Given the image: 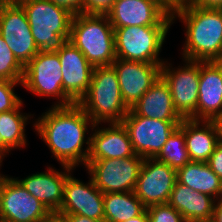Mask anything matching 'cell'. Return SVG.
I'll list each match as a JSON object with an SVG mask.
<instances>
[{"mask_svg":"<svg viewBox=\"0 0 222 222\" xmlns=\"http://www.w3.org/2000/svg\"><path fill=\"white\" fill-rule=\"evenodd\" d=\"M24 66L17 60L0 34V78L22 82Z\"/></svg>","mask_w":222,"mask_h":222,"instance_id":"28","label":"cell"},{"mask_svg":"<svg viewBox=\"0 0 222 222\" xmlns=\"http://www.w3.org/2000/svg\"><path fill=\"white\" fill-rule=\"evenodd\" d=\"M211 170L222 180V142L220 141L207 162Z\"/></svg>","mask_w":222,"mask_h":222,"instance_id":"32","label":"cell"},{"mask_svg":"<svg viewBox=\"0 0 222 222\" xmlns=\"http://www.w3.org/2000/svg\"><path fill=\"white\" fill-rule=\"evenodd\" d=\"M212 221L222 222V198L216 200Z\"/></svg>","mask_w":222,"mask_h":222,"instance_id":"37","label":"cell"},{"mask_svg":"<svg viewBox=\"0 0 222 222\" xmlns=\"http://www.w3.org/2000/svg\"><path fill=\"white\" fill-rule=\"evenodd\" d=\"M69 42L93 67L112 65L116 60L114 28L106 14L73 15Z\"/></svg>","mask_w":222,"mask_h":222,"instance_id":"3","label":"cell"},{"mask_svg":"<svg viewBox=\"0 0 222 222\" xmlns=\"http://www.w3.org/2000/svg\"><path fill=\"white\" fill-rule=\"evenodd\" d=\"M177 181L216 200L222 198V180L207 162L190 161L177 170Z\"/></svg>","mask_w":222,"mask_h":222,"instance_id":"24","label":"cell"},{"mask_svg":"<svg viewBox=\"0 0 222 222\" xmlns=\"http://www.w3.org/2000/svg\"><path fill=\"white\" fill-rule=\"evenodd\" d=\"M186 3L201 8H222V0H187Z\"/></svg>","mask_w":222,"mask_h":222,"instance_id":"34","label":"cell"},{"mask_svg":"<svg viewBox=\"0 0 222 222\" xmlns=\"http://www.w3.org/2000/svg\"><path fill=\"white\" fill-rule=\"evenodd\" d=\"M102 124H95L89 134L91 142L87 160L123 159L135 155L129 134L122 122H111L108 127L103 128Z\"/></svg>","mask_w":222,"mask_h":222,"instance_id":"18","label":"cell"},{"mask_svg":"<svg viewBox=\"0 0 222 222\" xmlns=\"http://www.w3.org/2000/svg\"><path fill=\"white\" fill-rule=\"evenodd\" d=\"M84 183L67 176L59 214H78L95 220H104V194L95 186L92 177Z\"/></svg>","mask_w":222,"mask_h":222,"instance_id":"15","label":"cell"},{"mask_svg":"<svg viewBox=\"0 0 222 222\" xmlns=\"http://www.w3.org/2000/svg\"><path fill=\"white\" fill-rule=\"evenodd\" d=\"M163 4H165L171 11L177 8L181 2L179 0H160Z\"/></svg>","mask_w":222,"mask_h":222,"instance_id":"40","label":"cell"},{"mask_svg":"<svg viewBox=\"0 0 222 222\" xmlns=\"http://www.w3.org/2000/svg\"><path fill=\"white\" fill-rule=\"evenodd\" d=\"M179 127L184 131L190 160L208 162L216 145L220 142L215 121L183 119Z\"/></svg>","mask_w":222,"mask_h":222,"instance_id":"21","label":"cell"},{"mask_svg":"<svg viewBox=\"0 0 222 222\" xmlns=\"http://www.w3.org/2000/svg\"><path fill=\"white\" fill-rule=\"evenodd\" d=\"M57 53L62 67L64 93L78 103L89 89L94 67L69 41Z\"/></svg>","mask_w":222,"mask_h":222,"instance_id":"17","label":"cell"},{"mask_svg":"<svg viewBox=\"0 0 222 222\" xmlns=\"http://www.w3.org/2000/svg\"><path fill=\"white\" fill-rule=\"evenodd\" d=\"M78 104L95 124L122 121L129 108L122 99L113 65L94 67L89 89Z\"/></svg>","mask_w":222,"mask_h":222,"instance_id":"5","label":"cell"},{"mask_svg":"<svg viewBox=\"0 0 222 222\" xmlns=\"http://www.w3.org/2000/svg\"><path fill=\"white\" fill-rule=\"evenodd\" d=\"M22 82L8 81L0 78V113L15 109L22 99L14 92V87Z\"/></svg>","mask_w":222,"mask_h":222,"instance_id":"29","label":"cell"},{"mask_svg":"<svg viewBox=\"0 0 222 222\" xmlns=\"http://www.w3.org/2000/svg\"><path fill=\"white\" fill-rule=\"evenodd\" d=\"M112 65L117 72L122 99L129 109L159 78L161 70L159 64L128 61L120 58H116Z\"/></svg>","mask_w":222,"mask_h":222,"instance_id":"16","label":"cell"},{"mask_svg":"<svg viewBox=\"0 0 222 222\" xmlns=\"http://www.w3.org/2000/svg\"><path fill=\"white\" fill-rule=\"evenodd\" d=\"M126 222H150L149 216L147 214V210H145L141 215L135 218L129 219Z\"/></svg>","mask_w":222,"mask_h":222,"instance_id":"39","label":"cell"},{"mask_svg":"<svg viewBox=\"0 0 222 222\" xmlns=\"http://www.w3.org/2000/svg\"><path fill=\"white\" fill-rule=\"evenodd\" d=\"M219 131V138L220 141L222 142V113L214 120Z\"/></svg>","mask_w":222,"mask_h":222,"instance_id":"41","label":"cell"},{"mask_svg":"<svg viewBox=\"0 0 222 222\" xmlns=\"http://www.w3.org/2000/svg\"><path fill=\"white\" fill-rule=\"evenodd\" d=\"M130 109L138 116L151 119L163 121L183 120L175 110L169 86L161 76Z\"/></svg>","mask_w":222,"mask_h":222,"instance_id":"23","label":"cell"},{"mask_svg":"<svg viewBox=\"0 0 222 222\" xmlns=\"http://www.w3.org/2000/svg\"><path fill=\"white\" fill-rule=\"evenodd\" d=\"M0 34L23 66L39 52L25 10L18 2L7 1L2 6Z\"/></svg>","mask_w":222,"mask_h":222,"instance_id":"12","label":"cell"},{"mask_svg":"<svg viewBox=\"0 0 222 222\" xmlns=\"http://www.w3.org/2000/svg\"><path fill=\"white\" fill-rule=\"evenodd\" d=\"M50 213L15 178L0 174V221L41 222Z\"/></svg>","mask_w":222,"mask_h":222,"instance_id":"11","label":"cell"},{"mask_svg":"<svg viewBox=\"0 0 222 222\" xmlns=\"http://www.w3.org/2000/svg\"><path fill=\"white\" fill-rule=\"evenodd\" d=\"M41 222H68V220L64 215H61L57 212H51Z\"/></svg>","mask_w":222,"mask_h":222,"instance_id":"36","label":"cell"},{"mask_svg":"<svg viewBox=\"0 0 222 222\" xmlns=\"http://www.w3.org/2000/svg\"><path fill=\"white\" fill-rule=\"evenodd\" d=\"M181 3L186 2L187 0H179Z\"/></svg>","mask_w":222,"mask_h":222,"instance_id":"43","label":"cell"},{"mask_svg":"<svg viewBox=\"0 0 222 222\" xmlns=\"http://www.w3.org/2000/svg\"><path fill=\"white\" fill-rule=\"evenodd\" d=\"M146 210L134 192L104 193V220L126 222Z\"/></svg>","mask_w":222,"mask_h":222,"instance_id":"25","label":"cell"},{"mask_svg":"<svg viewBox=\"0 0 222 222\" xmlns=\"http://www.w3.org/2000/svg\"><path fill=\"white\" fill-rule=\"evenodd\" d=\"M64 215L68 222H106L105 220H95L78 214H61Z\"/></svg>","mask_w":222,"mask_h":222,"instance_id":"35","label":"cell"},{"mask_svg":"<svg viewBox=\"0 0 222 222\" xmlns=\"http://www.w3.org/2000/svg\"><path fill=\"white\" fill-rule=\"evenodd\" d=\"M36 120L33 129L61 166L74 169L80 164L86 166L91 142V137H86V134L90 133L88 129L92 130L95 123L78 103L52 105ZM84 145H87L85 149Z\"/></svg>","mask_w":222,"mask_h":222,"instance_id":"1","label":"cell"},{"mask_svg":"<svg viewBox=\"0 0 222 222\" xmlns=\"http://www.w3.org/2000/svg\"><path fill=\"white\" fill-rule=\"evenodd\" d=\"M173 23L185 25L182 59L199 62L222 61V11L181 3L171 11Z\"/></svg>","mask_w":222,"mask_h":222,"instance_id":"2","label":"cell"},{"mask_svg":"<svg viewBox=\"0 0 222 222\" xmlns=\"http://www.w3.org/2000/svg\"><path fill=\"white\" fill-rule=\"evenodd\" d=\"M222 113V61L200 62L197 120H215Z\"/></svg>","mask_w":222,"mask_h":222,"instance_id":"20","label":"cell"},{"mask_svg":"<svg viewBox=\"0 0 222 222\" xmlns=\"http://www.w3.org/2000/svg\"><path fill=\"white\" fill-rule=\"evenodd\" d=\"M115 0H84L85 14H106Z\"/></svg>","mask_w":222,"mask_h":222,"instance_id":"31","label":"cell"},{"mask_svg":"<svg viewBox=\"0 0 222 222\" xmlns=\"http://www.w3.org/2000/svg\"><path fill=\"white\" fill-rule=\"evenodd\" d=\"M67 9L73 15L84 13V0H48Z\"/></svg>","mask_w":222,"mask_h":222,"instance_id":"33","label":"cell"},{"mask_svg":"<svg viewBox=\"0 0 222 222\" xmlns=\"http://www.w3.org/2000/svg\"><path fill=\"white\" fill-rule=\"evenodd\" d=\"M62 67L57 52L39 51L24 66L22 87L39 97L59 99L54 106H68L74 102L64 93Z\"/></svg>","mask_w":222,"mask_h":222,"instance_id":"7","label":"cell"},{"mask_svg":"<svg viewBox=\"0 0 222 222\" xmlns=\"http://www.w3.org/2000/svg\"><path fill=\"white\" fill-rule=\"evenodd\" d=\"M126 127L136 155L155 158L167 142L168 137L182 121H163L136 115L129 109L121 121Z\"/></svg>","mask_w":222,"mask_h":222,"instance_id":"10","label":"cell"},{"mask_svg":"<svg viewBox=\"0 0 222 222\" xmlns=\"http://www.w3.org/2000/svg\"><path fill=\"white\" fill-rule=\"evenodd\" d=\"M6 2H7L6 0H0V10H1L2 6H3Z\"/></svg>","mask_w":222,"mask_h":222,"instance_id":"42","label":"cell"},{"mask_svg":"<svg viewBox=\"0 0 222 222\" xmlns=\"http://www.w3.org/2000/svg\"><path fill=\"white\" fill-rule=\"evenodd\" d=\"M22 105L23 101L15 109L0 113V136L10 150L27 145L25 127L31 119V114H23L20 111Z\"/></svg>","mask_w":222,"mask_h":222,"instance_id":"26","label":"cell"},{"mask_svg":"<svg viewBox=\"0 0 222 222\" xmlns=\"http://www.w3.org/2000/svg\"><path fill=\"white\" fill-rule=\"evenodd\" d=\"M177 181V170L156 158L143 161L135 188V195L147 208L167 204Z\"/></svg>","mask_w":222,"mask_h":222,"instance_id":"14","label":"cell"},{"mask_svg":"<svg viewBox=\"0 0 222 222\" xmlns=\"http://www.w3.org/2000/svg\"><path fill=\"white\" fill-rule=\"evenodd\" d=\"M171 26L114 28L116 58L163 65L159 55Z\"/></svg>","mask_w":222,"mask_h":222,"instance_id":"6","label":"cell"},{"mask_svg":"<svg viewBox=\"0 0 222 222\" xmlns=\"http://www.w3.org/2000/svg\"><path fill=\"white\" fill-rule=\"evenodd\" d=\"M62 168L63 171H60L48 166L47 172H37L24 179H15L50 212H58L62 205L67 176L74 170L65 165H62Z\"/></svg>","mask_w":222,"mask_h":222,"instance_id":"19","label":"cell"},{"mask_svg":"<svg viewBox=\"0 0 222 222\" xmlns=\"http://www.w3.org/2000/svg\"><path fill=\"white\" fill-rule=\"evenodd\" d=\"M216 199L194 191L176 181L167 204L177 210L186 222H207L213 219Z\"/></svg>","mask_w":222,"mask_h":222,"instance_id":"22","label":"cell"},{"mask_svg":"<svg viewBox=\"0 0 222 222\" xmlns=\"http://www.w3.org/2000/svg\"><path fill=\"white\" fill-rule=\"evenodd\" d=\"M186 63L173 68L168 61L161 66L160 76L168 84L177 113L183 119L197 120V101L200 78V62L185 60Z\"/></svg>","mask_w":222,"mask_h":222,"instance_id":"9","label":"cell"},{"mask_svg":"<svg viewBox=\"0 0 222 222\" xmlns=\"http://www.w3.org/2000/svg\"><path fill=\"white\" fill-rule=\"evenodd\" d=\"M144 158L87 160L86 168L95 186L104 193L134 192Z\"/></svg>","mask_w":222,"mask_h":222,"instance_id":"8","label":"cell"},{"mask_svg":"<svg viewBox=\"0 0 222 222\" xmlns=\"http://www.w3.org/2000/svg\"><path fill=\"white\" fill-rule=\"evenodd\" d=\"M146 210L150 222H186L184 217L168 204L152 205Z\"/></svg>","mask_w":222,"mask_h":222,"instance_id":"30","label":"cell"},{"mask_svg":"<svg viewBox=\"0 0 222 222\" xmlns=\"http://www.w3.org/2000/svg\"><path fill=\"white\" fill-rule=\"evenodd\" d=\"M113 28L171 26V10L160 0H115L106 13Z\"/></svg>","mask_w":222,"mask_h":222,"instance_id":"13","label":"cell"},{"mask_svg":"<svg viewBox=\"0 0 222 222\" xmlns=\"http://www.w3.org/2000/svg\"><path fill=\"white\" fill-rule=\"evenodd\" d=\"M39 51L58 52L70 37L73 14L48 0H18Z\"/></svg>","mask_w":222,"mask_h":222,"instance_id":"4","label":"cell"},{"mask_svg":"<svg viewBox=\"0 0 222 222\" xmlns=\"http://www.w3.org/2000/svg\"><path fill=\"white\" fill-rule=\"evenodd\" d=\"M10 149L3 143L0 136V166L2 167L3 157H6L8 153H10Z\"/></svg>","mask_w":222,"mask_h":222,"instance_id":"38","label":"cell"},{"mask_svg":"<svg viewBox=\"0 0 222 222\" xmlns=\"http://www.w3.org/2000/svg\"><path fill=\"white\" fill-rule=\"evenodd\" d=\"M155 158L175 170H178L191 161L186 149L184 131L179 126L168 137L167 142Z\"/></svg>","mask_w":222,"mask_h":222,"instance_id":"27","label":"cell"}]
</instances>
